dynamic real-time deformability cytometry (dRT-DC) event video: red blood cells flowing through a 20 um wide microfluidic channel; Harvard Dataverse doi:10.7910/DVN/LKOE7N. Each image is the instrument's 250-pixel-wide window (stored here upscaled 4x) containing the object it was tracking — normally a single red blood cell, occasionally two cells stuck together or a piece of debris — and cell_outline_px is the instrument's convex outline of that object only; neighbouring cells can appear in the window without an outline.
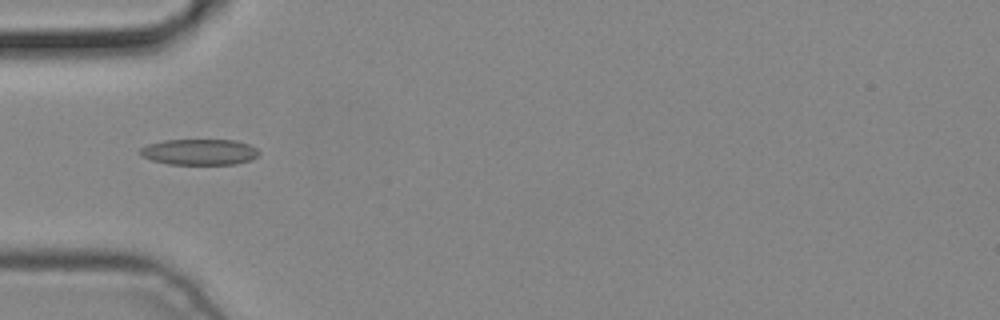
{"species": "common noctule bat (a hibernating species)", "species_latin": "Nyctalus noctula", "temperature_condition": "cold", "stored_images_in_passage": 5, "camera_frame_rate_fps": 3000, "um_per_image_px": 0.085, "animal": {"sex": "male", "body_mass_g": 19.2, "forearm_length_mm": 51.8}, "frame": {"image": 1, "passage_image": 4, "time_ms": 1.0, "image_size_px": [1000, 320], "cell_outline_px": [[260, 152], [256, 156], [248, 160], [236, 164], [168, 164], [152, 160], [140, 156], [140, 148], [148, 144], [164, 140], [236, 140], [248, 144], [256, 148]], "centroid_in_image_um": [16.92, 12.91], "position_along_channel_um": 68.1, "area_um2": 17.86}}
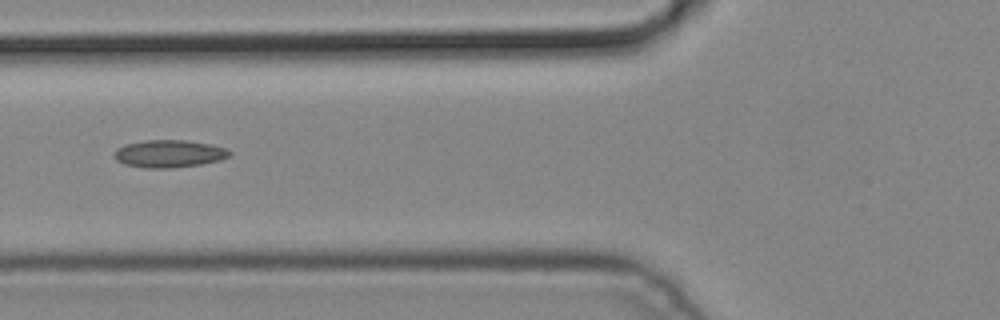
{"frame": {"image": 2, "passage_image": 5, "time_ms": 1.333, "image_size_px": [1000, 320], "cell_outline_px": [[232, 152], [228, 156], [220, 160], [200, 164], [172, 168], [144, 168], [124, 164], [116, 160], [116, 148], [124, 144], [144, 140], [184, 140], [208, 144], [224, 148]], "centroid_in_image_um": [14.34, 13.06], "position_along_channel_um": 111.5, "area_um2": 18.32}}